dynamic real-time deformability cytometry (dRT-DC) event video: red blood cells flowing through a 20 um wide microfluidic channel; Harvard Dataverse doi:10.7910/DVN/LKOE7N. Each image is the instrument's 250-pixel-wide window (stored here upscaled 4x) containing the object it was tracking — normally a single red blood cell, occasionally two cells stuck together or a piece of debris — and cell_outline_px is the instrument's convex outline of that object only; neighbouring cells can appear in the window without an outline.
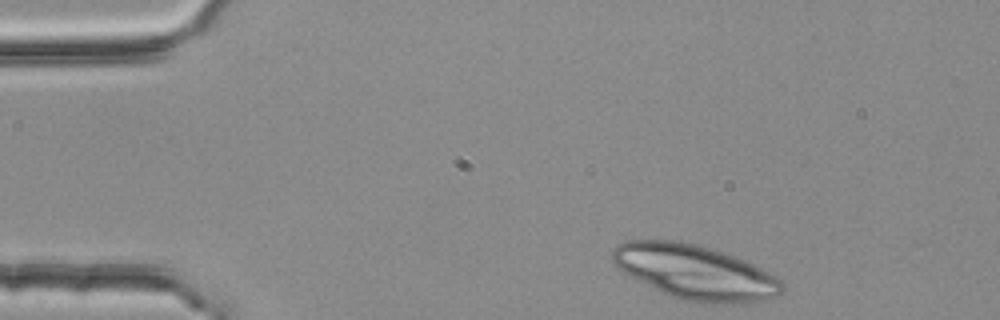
{"species": "common noctule bat (a hibernating species)", "species_latin": "Nyctalus noctula", "temperature_condition": "room temperature", "stored_images_in_passage": 3, "camera_frame_rate_fps": 3000, "um_per_image_px": 0.085, "animal": {"sex": "female", "body_mass_g": 25.1}, "frame": {"image": 1, "passage_image": 1, "time_ms": 0.0, "image_size_px": [1000, 320], "cell_outline_px": [[784, 288], [776, 296], [760, 300], [740, 304], [712, 304], [684, 300], [672, 296], [616, 268], [612, 260], [612, 248], [616, 244], [624, 240], [676, 240], [716, 248], [748, 260], [768, 272], [780, 280], [784, 284]], "centroid_in_image_um": [59.1, 23.1], "position_along_channel_um": 25.9, "area_um2": 54.1}}